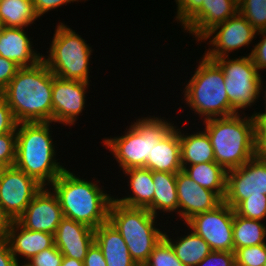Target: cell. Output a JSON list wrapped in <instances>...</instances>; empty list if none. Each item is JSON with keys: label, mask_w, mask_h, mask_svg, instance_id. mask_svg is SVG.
I'll list each match as a JSON object with an SVG mask.
<instances>
[{"label": "cell", "mask_w": 266, "mask_h": 266, "mask_svg": "<svg viewBox=\"0 0 266 266\" xmlns=\"http://www.w3.org/2000/svg\"><path fill=\"white\" fill-rule=\"evenodd\" d=\"M177 173L153 171L155 192L153 196V215L160 213L178 215V194L176 186ZM160 211V212H159ZM159 213V214H158Z\"/></svg>", "instance_id": "484cf974"}, {"label": "cell", "mask_w": 266, "mask_h": 266, "mask_svg": "<svg viewBox=\"0 0 266 266\" xmlns=\"http://www.w3.org/2000/svg\"><path fill=\"white\" fill-rule=\"evenodd\" d=\"M235 252L212 251L196 266H235Z\"/></svg>", "instance_id": "8d00e7d4"}, {"label": "cell", "mask_w": 266, "mask_h": 266, "mask_svg": "<svg viewBox=\"0 0 266 266\" xmlns=\"http://www.w3.org/2000/svg\"><path fill=\"white\" fill-rule=\"evenodd\" d=\"M19 68L13 61L0 56V93L9 84Z\"/></svg>", "instance_id": "ab89813d"}, {"label": "cell", "mask_w": 266, "mask_h": 266, "mask_svg": "<svg viewBox=\"0 0 266 266\" xmlns=\"http://www.w3.org/2000/svg\"><path fill=\"white\" fill-rule=\"evenodd\" d=\"M7 168H8V166L6 164L0 163V179L3 177V174Z\"/></svg>", "instance_id": "681fc988"}, {"label": "cell", "mask_w": 266, "mask_h": 266, "mask_svg": "<svg viewBox=\"0 0 266 266\" xmlns=\"http://www.w3.org/2000/svg\"><path fill=\"white\" fill-rule=\"evenodd\" d=\"M17 122L4 96L0 93V135L13 132Z\"/></svg>", "instance_id": "74e56055"}, {"label": "cell", "mask_w": 266, "mask_h": 266, "mask_svg": "<svg viewBox=\"0 0 266 266\" xmlns=\"http://www.w3.org/2000/svg\"><path fill=\"white\" fill-rule=\"evenodd\" d=\"M25 28L4 27L0 35V56L13 61L20 68L31 67L42 60ZM33 48V49H32Z\"/></svg>", "instance_id": "ffe728a7"}, {"label": "cell", "mask_w": 266, "mask_h": 266, "mask_svg": "<svg viewBox=\"0 0 266 266\" xmlns=\"http://www.w3.org/2000/svg\"><path fill=\"white\" fill-rule=\"evenodd\" d=\"M76 1L86 2V0H32L35 11L39 16V19L41 16L43 17V15L46 14V12L48 13L51 10L53 11L58 7L61 8L62 5L66 6L67 4H71V2L74 3Z\"/></svg>", "instance_id": "60d3db41"}, {"label": "cell", "mask_w": 266, "mask_h": 266, "mask_svg": "<svg viewBox=\"0 0 266 266\" xmlns=\"http://www.w3.org/2000/svg\"><path fill=\"white\" fill-rule=\"evenodd\" d=\"M244 115V116H243ZM213 146L215 162L226 171L239 168L256 156L253 115L234 114L203 121Z\"/></svg>", "instance_id": "277c9868"}, {"label": "cell", "mask_w": 266, "mask_h": 266, "mask_svg": "<svg viewBox=\"0 0 266 266\" xmlns=\"http://www.w3.org/2000/svg\"><path fill=\"white\" fill-rule=\"evenodd\" d=\"M233 220L234 209L223 201L214 210L196 214L183 224L186 230L201 236L212 251L234 252Z\"/></svg>", "instance_id": "30bf717a"}, {"label": "cell", "mask_w": 266, "mask_h": 266, "mask_svg": "<svg viewBox=\"0 0 266 266\" xmlns=\"http://www.w3.org/2000/svg\"><path fill=\"white\" fill-rule=\"evenodd\" d=\"M256 195H266V162L257 156L227 171L223 201L235 209L243 200Z\"/></svg>", "instance_id": "4fadbf2b"}, {"label": "cell", "mask_w": 266, "mask_h": 266, "mask_svg": "<svg viewBox=\"0 0 266 266\" xmlns=\"http://www.w3.org/2000/svg\"><path fill=\"white\" fill-rule=\"evenodd\" d=\"M63 217L57 196L49 187H43L16 221L28 230L54 235Z\"/></svg>", "instance_id": "9a60e30c"}, {"label": "cell", "mask_w": 266, "mask_h": 266, "mask_svg": "<svg viewBox=\"0 0 266 266\" xmlns=\"http://www.w3.org/2000/svg\"><path fill=\"white\" fill-rule=\"evenodd\" d=\"M38 18L32 0L0 1V21L4 27L27 28Z\"/></svg>", "instance_id": "83f0119b"}, {"label": "cell", "mask_w": 266, "mask_h": 266, "mask_svg": "<svg viewBox=\"0 0 266 266\" xmlns=\"http://www.w3.org/2000/svg\"><path fill=\"white\" fill-rule=\"evenodd\" d=\"M199 59L194 74L183 88L184 103L194 116L207 120L234 115L226 93L224 74L220 67L204 55ZM202 117V118H201Z\"/></svg>", "instance_id": "8992f818"}, {"label": "cell", "mask_w": 266, "mask_h": 266, "mask_svg": "<svg viewBox=\"0 0 266 266\" xmlns=\"http://www.w3.org/2000/svg\"><path fill=\"white\" fill-rule=\"evenodd\" d=\"M178 217L184 223L196 214L214 210L223 200L213 191L201 187L183 170L176 175Z\"/></svg>", "instance_id": "2e32d148"}, {"label": "cell", "mask_w": 266, "mask_h": 266, "mask_svg": "<svg viewBox=\"0 0 266 266\" xmlns=\"http://www.w3.org/2000/svg\"><path fill=\"white\" fill-rule=\"evenodd\" d=\"M256 156L266 162V135H255Z\"/></svg>", "instance_id": "f6af8a7d"}, {"label": "cell", "mask_w": 266, "mask_h": 266, "mask_svg": "<svg viewBox=\"0 0 266 266\" xmlns=\"http://www.w3.org/2000/svg\"><path fill=\"white\" fill-rule=\"evenodd\" d=\"M210 60H213L224 74L226 93L235 114H244L242 110L259 102L260 72L249 54L234 59L223 57Z\"/></svg>", "instance_id": "9c48e42d"}, {"label": "cell", "mask_w": 266, "mask_h": 266, "mask_svg": "<svg viewBox=\"0 0 266 266\" xmlns=\"http://www.w3.org/2000/svg\"><path fill=\"white\" fill-rule=\"evenodd\" d=\"M146 168L153 171L177 173L182 170L179 127L173 126L153 147Z\"/></svg>", "instance_id": "7402d4cb"}, {"label": "cell", "mask_w": 266, "mask_h": 266, "mask_svg": "<svg viewBox=\"0 0 266 266\" xmlns=\"http://www.w3.org/2000/svg\"><path fill=\"white\" fill-rule=\"evenodd\" d=\"M4 28V24L0 21V35L2 34Z\"/></svg>", "instance_id": "816d5d0a"}, {"label": "cell", "mask_w": 266, "mask_h": 266, "mask_svg": "<svg viewBox=\"0 0 266 266\" xmlns=\"http://www.w3.org/2000/svg\"><path fill=\"white\" fill-rule=\"evenodd\" d=\"M262 76L261 73H260V79H259V97L261 99V96L263 95V99H264V108H266V85L264 86L263 84H266L264 83L263 79H262ZM264 87V88H263ZM265 90V91H264ZM263 91V92H262Z\"/></svg>", "instance_id": "c3c4849f"}, {"label": "cell", "mask_w": 266, "mask_h": 266, "mask_svg": "<svg viewBox=\"0 0 266 266\" xmlns=\"http://www.w3.org/2000/svg\"><path fill=\"white\" fill-rule=\"evenodd\" d=\"M90 83L62 79L53 74L52 122L73 126L82 115Z\"/></svg>", "instance_id": "5bb4252c"}, {"label": "cell", "mask_w": 266, "mask_h": 266, "mask_svg": "<svg viewBox=\"0 0 266 266\" xmlns=\"http://www.w3.org/2000/svg\"><path fill=\"white\" fill-rule=\"evenodd\" d=\"M51 124L53 122H22L16 126L14 166L43 187H49L67 169L56 158Z\"/></svg>", "instance_id": "3957f363"}, {"label": "cell", "mask_w": 266, "mask_h": 266, "mask_svg": "<svg viewBox=\"0 0 266 266\" xmlns=\"http://www.w3.org/2000/svg\"><path fill=\"white\" fill-rule=\"evenodd\" d=\"M204 0H175L177 24L183 27L202 7Z\"/></svg>", "instance_id": "e575fe53"}, {"label": "cell", "mask_w": 266, "mask_h": 266, "mask_svg": "<svg viewBox=\"0 0 266 266\" xmlns=\"http://www.w3.org/2000/svg\"><path fill=\"white\" fill-rule=\"evenodd\" d=\"M9 222V219L0 210V240L6 238Z\"/></svg>", "instance_id": "bcb514c9"}, {"label": "cell", "mask_w": 266, "mask_h": 266, "mask_svg": "<svg viewBox=\"0 0 266 266\" xmlns=\"http://www.w3.org/2000/svg\"><path fill=\"white\" fill-rule=\"evenodd\" d=\"M70 170L66 169L49 188L57 196L64 217L95 229L108 221L114 196L100 187V181L94 177V182L89 181Z\"/></svg>", "instance_id": "7a4b0ae2"}, {"label": "cell", "mask_w": 266, "mask_h": 266, "mask_svg": "<svg viewBox=\"0 0 266 266\" xmlns=\"http://www.w3.org/2000/svg\"><path fill=\"white\" fill-rule=\"evenodd\" d=\"M61 266H84L83 261L63 256Z\"/></svg>", "instance_id": "7dc6e473"}, {"label": "cell", "mask_w": 266, "mask_h": 266, "mask_svg": "<svg viewBox=\"0 0 266 266\" xmlns=\"http://www.w3.org/2000/svg\"><path fill=\"white\" fill-rule=\"evenodd\" d=\"M83 264L84 266H107L102 250L95 241L88 248Z\"/></svg>", "instance_id": "b9f144b4"}, {"label": "cell", "mask_w": 266, "mask_h": 266, "mask_svg": "<svg viewBox=\"0 0 266 266\" xmlns=\"http://www.w3.org/2000/svg\"><path fill=\"white\" fill-rule=\"evenodd\" d=\"M182 131L179 128L182 166L215 162L213 146L204 130L193 134Z\"/></svg>", "instance_id": "cb8c5ba5"}, {"label": "cell", "mask_w": 266, "mask_h": 266, "mask_svg": "<svg viewBox=\"0 0 266 266\" xmlns=\"http://www.w3.org/2000/svg\"><path fill=\"white\" fill-rule=\"evenodd\" d=\"M182 170L201 187L215 192L222 200L226 195L227 171L216 162L182 166Z\"/></svg>", "instance_id": "4316f807"}, {"label": "cell", "mask_w": 266, "mask_h": 266, "mask_svg": "<svg viewBox=\"0 0 266 266\" xmlns=\"http://www.w3.org/2000/svg\"><path fill=\"white\" fill-rule=\"evenodd\" d=\"M235 261L238 265L264 266L266 261V244L238 248L235 251Z\"/></svg>", "instance_id": "d6a6232c"}, {"label": "cell", "mask_w": 266, "mask_h": 266, "mask_svg": "<svg viewBox=\"0 0 266 266\" xmlns=\"http://www.w3.org/2000/svg\"><path fill=\"white\" fill-rule=\"evenodd\" d=\"M261 35L260 41L251 48V52L248 53L251 56L254 65L257 67L259 72L261 69H266V30L258 31L257 36Z\"/></svg>", "instance_id": "f35d334b"}, {"label": "cell", "mask_w": 266, "mask_h": 266, "mask_svg": "<svg viewBox=\"0 0 266 266\" xmlns=\"http://www.w3.org/2000/svg\"><path fill=\"white\" fill-rule=\"evenodd\" d=\"M256 35L257 31L238 12L222 24L215 26L202 38L200 43L209 40L207 43L209 48L203 55L208 59L229 57L230 53L242 47L249 48L253 39L257 38Z\"/></svg>", "instance_id": "8fae6325"}, {"label": "cell", "mask_w": 266, "mask_h": 266, "mask_svg": "<svg viewBox=\"0 0 266 266\" xmlns=\"http://www.w3.org/2000/svg\"><path fill=\"white\" fill-rule=\"evenodd\" d=\"M15 256L12 254L6 238L0 240V266H14Z\"/></svg>", "instance_id": "7bdbcfd3"}, {"label": "cell", "mask_w": 266, "mask_h": 266, "mask_svg": "<svg viewBox=\"0 0 266 266\" xmlns=\"http://www.w3.org/2000/svg\"><path fill=\"white\" fill-rule=\"evenodd\" d=\"M248 219L234 210L233 243L234 252L238 248L266 244V221Z\"/></svg>", "instance_id": "f1b7e54d"}, {"label": "cell", "mask_w": 266, "mask_h": 266, "mask_svg": "<svg viewBox=\"0 0 266 266\" xmlns=\"http://www.w3.org/2000/svg\"><path fill=\"white\" fill-rule=\"evenodd\" d=\"M62 259L63 255L54 245L39 252L28 261L32 266H61Z\"/></svg>", "instance_id": "d590c367"}, {"label": "cell", "mask_w": 266, "mask_h": 266, "mask_svg": "<svg viewBox=\"0 0 266 266\" xmlns=\"http://www.w3.org/2000/svg\"><path fill=\"white\" fill-rule=\"evenodd\" d=\"M53 73L41 60L21 67L1 92L17 123L52 122Z\"/></svg>", "instance_id": "6da1fadb"}, {"label": "cell", "mask_w": 266, "mask_h": 266, "mask_svg": "<svg viewBox=\"0 0 266 266\" xmlns=\"http://www.w3.org/2000/svg\"><path fill=\"white\" fill-rule=\"evenodd\" d=\"M94 241L101 248L107 266H138L123 237L109 221L94 229Z\"/></svg>", "instance_id": "603a6c76"}, {"label": "cell", "mask_w": 266, "mask_h": 266, "mask_svg": "<svg viewBox=\"0 0 266 266\" xmlns=\"http://www.w3.org/2000/svg\"><path fill=\"white\" fill-rule=\"evenodd\" d=\"M263 111L264 113L254 110L252 113L255 121V135H266V108Z\"/></svg>", "instance_id": "ee69618b"}, {"label": "cell", "mask_w": 266, "mask_h": 266, "mask_svg": "<svg viewBox=\"0 0 266 266\" xmlns=\"http://www.w3.org/2000/svg\"><path fill=\"white\" fill-rule=\"evenodd\" d=\"M162 118L157 115L138 118L129 128L126 127L123 135L103 138V147L111 152L120 170L146 168L153 147L174 126L166 117Z\"/></svg>", "instance_id": "5b68a950"}, {"label": "cell", "mask_w": 266, "mask_h": 266, "mask_svg": "<svg viewBox=\"0 0 266 266\" xmlns=\"http://www.w3.org/2000/svg\"><path fill=\"white\" fill-rule=\"evenodd\" d=\"M6 239L16 261H19L20 258H22V260L24 258L23 261H28L44 249L55 245L53 234L28 230L21 226L16 220L9 222Z\"/></svg>", "instance_id": "d6986e66"}, {"label": "cell", "mask_w": 266, "mask_h": 266, "mask_svg": "<svg viewBox=\"0 0 266 266\" xmlns=\"http://www.w3.org/2000/svg\"><path fill=\"white\" fill-rule=\"evenodd\" d=\"M127 177V186L131 195L115 198L118 203L132 208H146L153 214V196L155 186L153 172L145 167L130 168L122 171ZM129 179V180H128ZM132 191V192H131Z\"/></svg>", "instance_id": "44dd1931"}, {"label": "cell", "mask_w": 266, "mask_h": 266, "mask_svg": "<svg viewBox=\"0 0 266 266\" xmlns=\"http://www.w3.org/2000/svg\"><path fill=\"white\" fill-rule=\"evenodd\" d=\"M17 134L13 132L0 135V163L14 166L16 158Z\"/></svg>", "instance_id": "836d02e7"}, {"label": "cell", "mask_w": 266, "mask_h": 266, "mask_svg": "<svg viewBox=\"0 0 266 266\" xmlns=\"http://www.w3.org/2000/svg\"><path fill=\"white\" fill-rule=\"evenodd\" d=\"M235 212L245 218L266 220V195L250 196L243 200L235 209Z\"/></svg>", "instance_id": "1f68e13d"}, {"label": "cell", "mask_w": 266, "mask_h": 266, "mask_svg": "<svg viewBox=\"0 0 266 266\" xmlns=\"http://www.w3.org/2000/svg\"><path fill=\"white\" fill-rule=\"evenodd\" d=\"M54 240L63 256L84 261L88 248L94 242V229L63 217L54 234Z\"/></svg>", "instance_id": "ac0fdd59"}, {"label": "cell", "mask_w": 266, "mask_h": 266, "mask_svg": "<svg viewBox=\"0 0 266 266\" xmlns=\"http://www.w3.org/2000/svg\"><path fill=\"white\" fill-rule=\"evenodd\" d=\"M14 266H32L29 261H22L21 259L20 261H16Z\"/></svg>", "instance_id": "f907efd6"}, {"label": "cell", "mask_w": 266, "mask_h": 266, "mask_svg": "<svg viewBox=\"0 0 266 266\" xmlns=\"http://www.w3.org/2000/svg\"><path fill=\"white\" fill-rule=\"evenodd\" d=\"M238 12L258 32L266 30V0H239Z\"/></svg>", "instance_id": "f546056e"}, {"label": "cell", "mask_w": 266, "mask_h": 266, "mask_svg": "<svg viewBox=\"0 0 266 266\" xmlns=\"http://www.w3.org/2000/svg\"><path fill=\"white\" fill-rule=\"evenodd\" d=\"M42 188L33 177L9 166L0 179V210L9 221L17 220Z\"/></svg>", "instance_id": "7c38bea8"}, {"label": "cell", "mask_w": 266, "mask_h": 266, "mask_svg": "<svg viewBox=\"0 0 266 266\" xmlns=\"http://www.w3.org/2000/svg\"><path fill=\"white\" fill-rule=\"evenodd\" d=\"M158 218L146 208H132L114 199L111 201L108 221L121 234L138 266L148 261L154 247L164 237V232L157 227Z\"/></svg>", "instance_id": "52a82bcc"}, {"label": "cell", "mask_w": 266, "mask_h": 266, "mask_svg": "<svg viewBox=\"0 0 266 266\" xmlns=\"http://www.w3.org/2000/svg\"><path fill=\"white\" fill-rule=\"evenodd\" d=\"M238 5V0H204L201 9L182 27L183 32L200 42L215 26L235 16Z\"/></svg>", "instance_id": "e0dca14e"}, {"label": "cell", "mask_w": 266, "mask_h": 266, "mask_svg": "<svg viewBox=\"0 0 266 266\" xmlns=\"http://www.w3.org/2000/svg\"><path fill=\"white\" fill-rule=\"evenodd\" d=\"M164 231V238L172 246L176 257L182 262L184 266H196L199 264L208 254L212 252V249L208 243L192 230L185 234L171 238L167 232ZM170 236V237H169ZM176 238V239H174Z\"/></svg>", "instance_id": "d4e9b609"}, {"label": "cell", "mask_w": 266, "mask_h": 266, "mask_svg": "<svg viewBox=\"0 0 266 266\" xmlns=\"http://www.w3.org/2000/svg\"><path fill=\"white\" fill-rule=\"evenodd\" d=\"M143 266H184L176 257L170 243L163 237L154 247L148 261Z\"/></svg>", "instance_id": "4dcf8cb0"}, {"label": "cell", "mask_w": 266, "mask_h": 266, "mask_svg": "<svg viewBox=\"0 0 266 266\" xmlns=\"http://www.w3.org/2000/svg\"><path fill=\"white\" fill-rule=\"evenodd\" d=\"M55 28L48 55L43 54L42 60L57 77L90 83L92 47L64 22Z\"/></svg>", "instance_id": "ba28073f"}]
</instances>
